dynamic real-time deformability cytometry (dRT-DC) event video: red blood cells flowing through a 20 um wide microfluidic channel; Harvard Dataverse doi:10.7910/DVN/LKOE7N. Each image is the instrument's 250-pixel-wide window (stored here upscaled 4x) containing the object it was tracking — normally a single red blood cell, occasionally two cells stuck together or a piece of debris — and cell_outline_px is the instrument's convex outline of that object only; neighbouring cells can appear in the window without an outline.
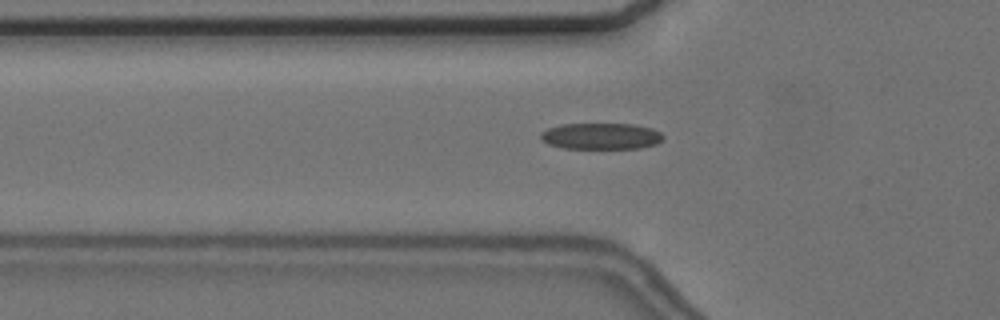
{"species": "common noctule bat (a hibernating species)", "species_latin": "Nyctalus noctula", "temperature_condition": "cold", "stored_images_in_passage": 57, "camera_frame_rate_fps": 3000, "um_per_image_px": 0.085, "animal": {"sex": "female", "body_mass_g": 24.6, "forearm_length_mm": 56.2}, "frame": {"image": 1, "passage_image": 20, "time_ms": 6.333, "image_size_px": [1000, 320], "cell_outline_px": [[664, 140], [656, 144], [640, 148], [564, 148], [548, 144], [540, 140], [540, 132], [548, 128], [560, 124], [632, 124], [652, 128], [660, 132], [664, 136]], "centroid_in_image_um": [51.08, 11.57], "position_along_channel_um": 74.7, "area_um2": 18.9}}
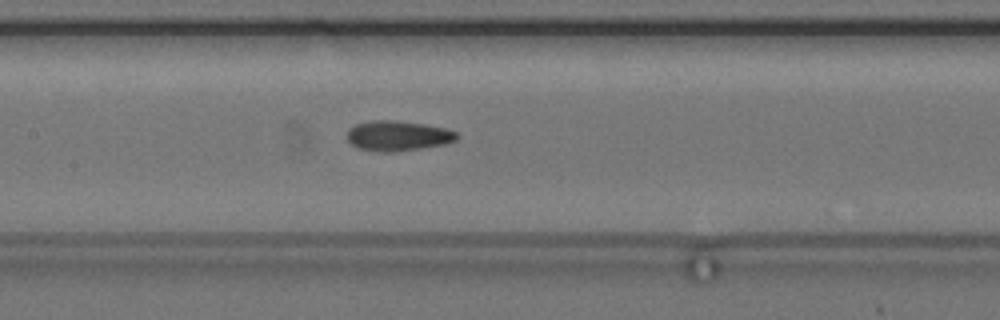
{"frame": {"image": 2, "passage_image": 28, "time_ms": 9.0, "image_size_px": [1000, 320], "cell_outline_px": [[460, 136], [456, 140], [444, 144], [396, 152], [384, 152], [360, 148], [352, 144], [348, 140], [348, 128], [356, 124], [372, 120], [396, 120], [424, 124], [444, 128], [460, 132]], "centroid_in_image_um": [33.86, 11.53], "position_along_channel_um": 173.5, "area_um2": 19.25}}
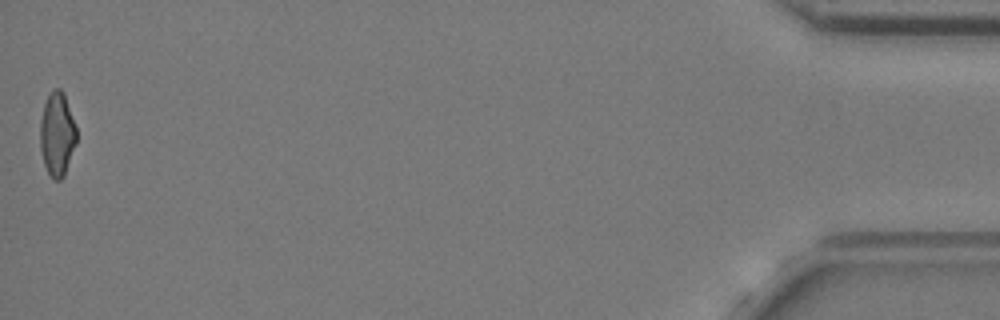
{"frame": {"image": 3, "passage_image": 57, "time_ms": 18.667, "image_size_px": [1000, 320], "cell_outline_px": [[76, 144], [64, 176], [60, 180], [52, 180], [44, 164], [40, 148], [40, 120], [44, 104], [52, 88], [60, 88], [64, 92], [76, 128]], "centroid_in_image_um": [4.85, 11.41], "position_along_channel_um": 430.4, "area_um2": 17.86}, "authors_computed_cell_mechanics": {"area_um2": 18.496, "velocity_mm_per_s": 3.6626, "shape_relaxation_time_tau1_ms": 3.9939, "shape_relaxation_time_tau2_ms": 4.4766, "deformation_change_tau1": 0.1353, "deformation_change_tau2": 0.1393}}